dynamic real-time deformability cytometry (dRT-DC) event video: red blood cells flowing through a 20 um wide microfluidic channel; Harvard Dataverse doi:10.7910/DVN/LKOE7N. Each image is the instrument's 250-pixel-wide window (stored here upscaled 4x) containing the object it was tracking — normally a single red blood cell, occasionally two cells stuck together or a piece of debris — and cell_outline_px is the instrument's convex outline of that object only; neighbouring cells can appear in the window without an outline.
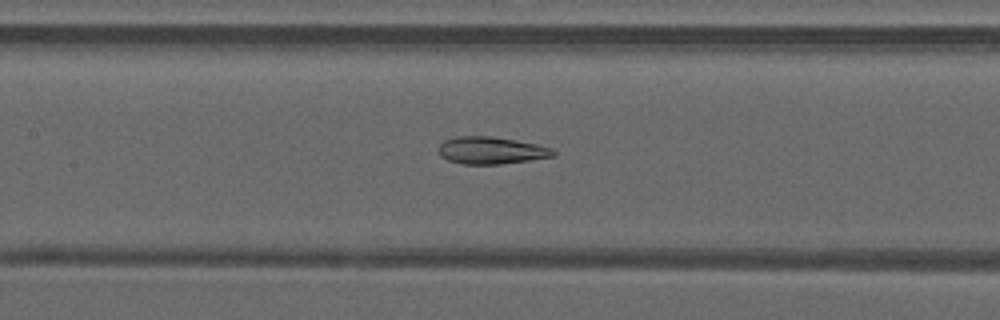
{"species": "common noctule bat (a hibernating species)", "species_latin": "Nyctalus noctula", "temperature_condition": "warm", "stored_images_in_passage": 35, "camera_frame_rate_fps": 3000, "um_per_image_px": 0.085, "animal": {"sex": "male", "forearm_length_mm": 52.5}, "frame": {"image": 1, "passage_image": 15, "time_ms": 4.667, "image_size_px": [1000, 320], "cell_outline_px": [[556, 156], [500, 164], [464, 164], [448, 160], [440, 156], [436, 148], [444, 140], [456, 136], [492, 136], [516, 140], [536, 144], [552, 148], [556, 152]], "centroid_in_image_um": [41.72, 12.78], "position_along_channel_um": 165.7, "area_um2": 18.32}}
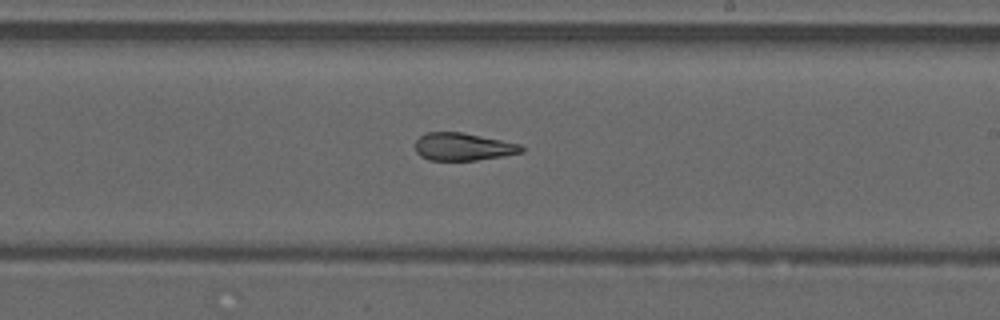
{"frame": {"image": 2, "passage_image": 21, "time_ms": 6.667, "image_size_px": [1000, 320], "cell_outline_px": [[524, 152], [476, 160], [428, 160], [420, 156], [416, 152], [416, 140], [424, 132], [460, 132], [520, 144], [524, 148]], "centroid_in_image_um": [39.32, 12.47], "position_along_channel_um": 249.7, "area_um2": 16.94}}
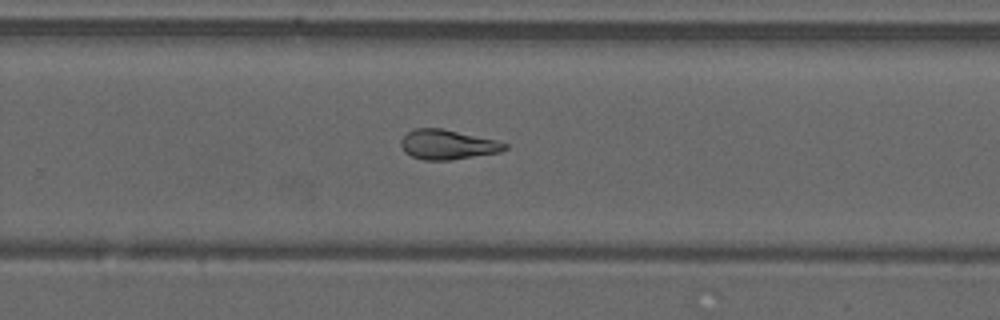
{"frame": {"image": 3, "passage_image": 24, "time_ms": 7.667, "image_size_px": [1000, 320], "cell_outline_px": [[508, 148], [500, 152], [448, 160], [424, 160], [412, 156], [404, 152], [400, 144], [400, 140], [408, 132], [416, 128], [440, 128], [496, 140], [508, 144]], "centroid_in_image_um": [38.03, 12.29], "position_along_channel_um": 291.8, "area_um2": 17.8}, "authors_computed_cell_mechanics": {"area_um2": 18.1492, "velocity_mm_per_s": 4.2255, "shape_relaxation_time_tau1_ms": null, "shape_relaxation_time_tau2_ms": 5.1194, "deformation_change_tau1": null, "deformation_change_tau2": 0.1238}}